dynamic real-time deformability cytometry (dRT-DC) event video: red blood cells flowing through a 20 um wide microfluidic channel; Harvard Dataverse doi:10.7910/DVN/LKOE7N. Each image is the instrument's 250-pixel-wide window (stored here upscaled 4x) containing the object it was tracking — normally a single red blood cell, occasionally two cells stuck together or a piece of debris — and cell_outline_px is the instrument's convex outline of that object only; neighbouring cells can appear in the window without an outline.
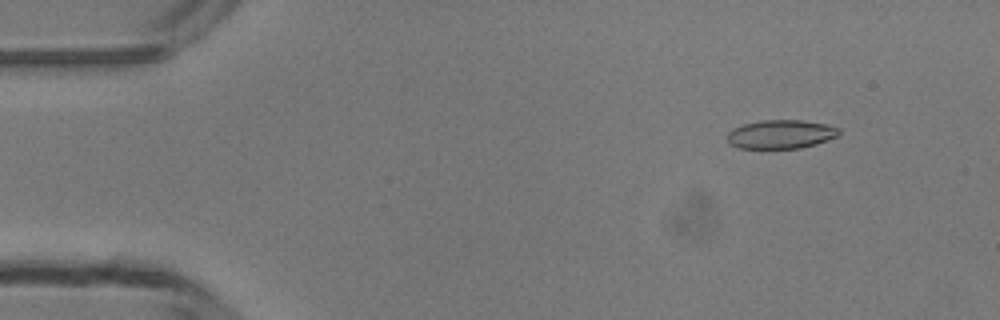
{"species": "common noctule bat (a hibernating species)", "species_latin": "Nyctalus noctula", "temperature_condition": "room temperature", "stored_images_in_passage": 49, "camera_frame_rate_fps": 3000, "um_per_image_px": 0.085, "animal": {"sex": "male", "body_mass_g": 13.3}, "frame": {"image": 1, "passage_image": 6, "time_ms": 1.667, "image_size_px": [1000, 320], "cell_outline_px": [[840, 132], [836, 136], [816, 144], [800, 148], [736, 148], [728, 140], [728, 132], [732, 128], [744, 124], [760, 120], [800, 120], [824, 124], [840, 128]], "centroid_in_image_um": [66.35, 11.41], "position_along_channel_um": 18.6, "area_um2": 18.55}}
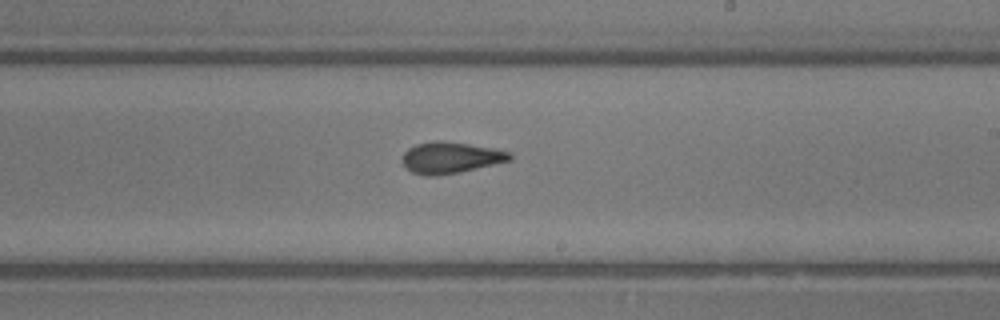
{"frame": {"image": 2, "passage_image": 29, "time_ms": 9.333, "image_size_px": [1000, 320], "cell_outline_px": [[512, 160], [460, 172], [436, 176], [428, 176], [412, 172], [404, 164], [404, 152], [408, 148], [416, 144], [432, 140], [440, 140], [496, 148], [512, 152]], "centroid_in_image_um": [38.35, 13.39], "position_along_channel_um": 250.7, "area_um2": 19.65}}
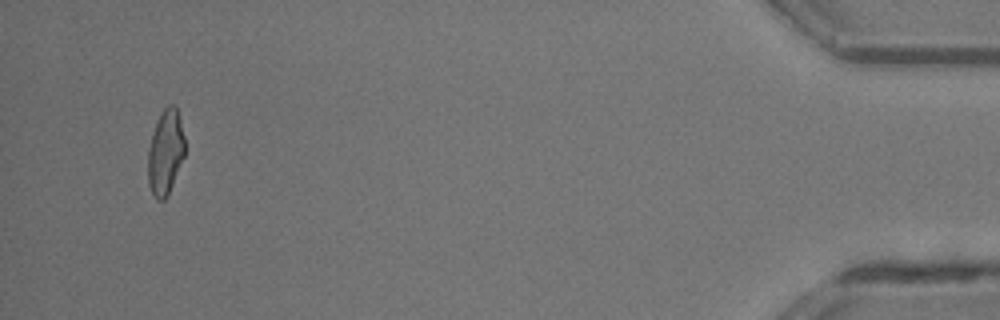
{"frame": {"image": 3, "passage_image": 47, "time_ms": 15.333, "image_size_px": [1000, 320], "cell_outline_px": [[184, 156], [168, 196], [164, 200], [156, 200], [148, 184], [148, 152], [152, 132], [156, 120], [160, 112], [168, 104], [176, 104], [184, 136]], "centroid_in_image_um": [14.06, 12.92], "position_along_channel_um": 421.1, "area_um2": 18.44}, "authors_computed_cell_mechanics": {"area_um2": 19.1318, "velocity_mm_per_s": 4.2307, "shape_relaxation_time_tau1_ms": null, "shape_relaxation_time_tau2_ms": 1.5507, "deformation_change_tau1": null, "deformation_change_tau2": 0.0928}}